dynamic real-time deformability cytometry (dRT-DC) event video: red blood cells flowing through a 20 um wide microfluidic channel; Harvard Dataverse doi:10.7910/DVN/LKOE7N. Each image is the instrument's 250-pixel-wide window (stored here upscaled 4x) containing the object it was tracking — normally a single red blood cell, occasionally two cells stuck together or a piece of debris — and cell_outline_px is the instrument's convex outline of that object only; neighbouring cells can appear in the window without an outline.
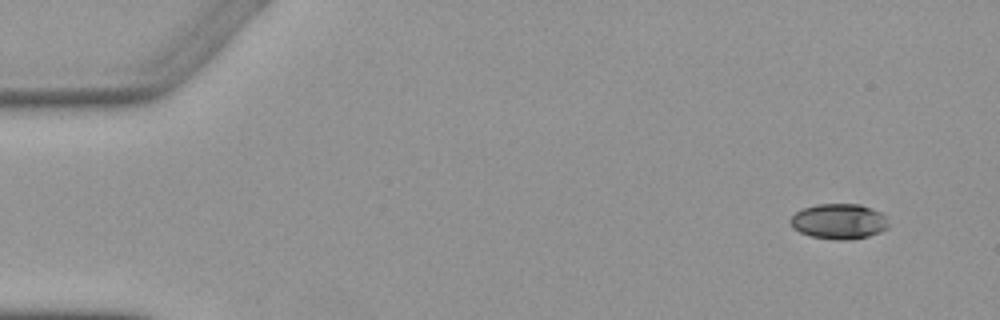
{"species": "Egyptian fruit bat (a non-hibernating species)", "species_latin": "Rousettus aegyptiacus", "temperature_condition": "warm", "stored_images_in_passage": 5, "segment_of_instrument_passage": [1, 2], "camera_frame_rate_fps": 3000, "um_per_image_px": 0.085, "animal": {"sex": "female"}, "frame": {"image": 1, "passage_image": 1, "time_ms": 0.0, "image_size_px": [1000, 320], "cell_outline_px": [[888, 228], [880, 232], [868, 236], [852, 240], [836, 240], [812, 236], [800, 232], [792, 228], [788, 220], [796, 212], [804, 208], [816, 204], [860, 204], [872, 208], [888, 216]], "centroid_in_image_um": [71.33, 18.82], "position_along_channel_um": 13.7, "area_um2": 20.46}}
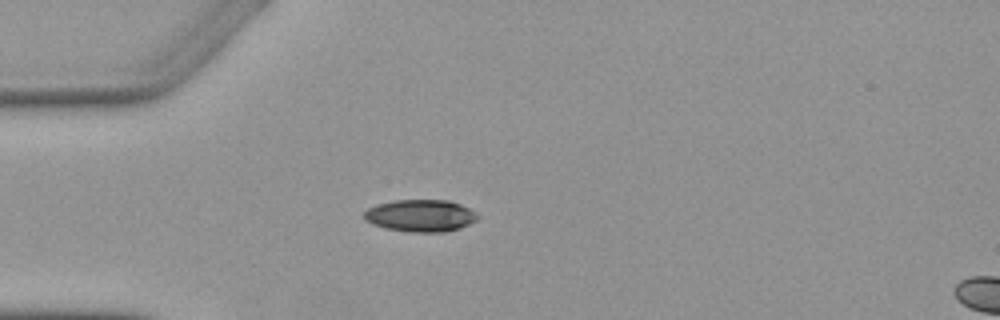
{"frame": {"image": 2, "passage_image": 4, "time_ms": 3.667, "image_size_px": [1000, 320], "cell_outline_px": [[480, 216], [476, 220], [460, 228], [444, 232], [408, 232], [384, 228], [372, 224], [364, 220], [364, 212], [368, 208], [376, 204], [392, 200], [448, 200], [460, 204], [476, 212]], "centroid_in_image_um": [35.72, 18.33], "position_along_channel_um": 49.3, "area_um2": 21.44}}